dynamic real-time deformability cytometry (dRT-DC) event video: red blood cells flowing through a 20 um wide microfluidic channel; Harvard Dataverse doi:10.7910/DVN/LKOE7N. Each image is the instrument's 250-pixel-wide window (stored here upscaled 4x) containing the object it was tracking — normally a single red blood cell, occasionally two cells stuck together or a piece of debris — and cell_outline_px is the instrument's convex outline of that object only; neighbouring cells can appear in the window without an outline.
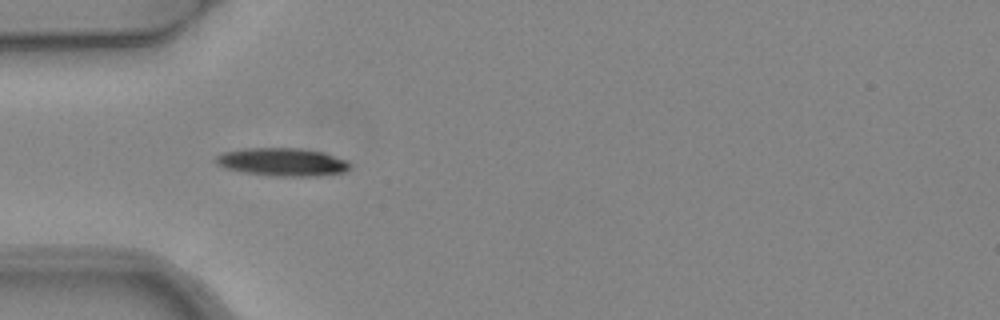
{"species": "common noctule bat (a hibernating species)", "species_latin": "Nyctalus noctula", "temperature_condition": "warm", "stored_images_in_passage": 2, "camera_frame_rate_fps": 3000, "um_per_image_px": 0.085, "animal": {"sex": "female", "body_mass_g": 24.6, "forearm_length_mm": 56.2}, "frame": {"image": 1, "passage_image": 1, "time_ms": 0.0, "image_size_px": [1000, 320], "cell_outline_px": [[352, 164], [344, 172], [320, 176], [276, 176], [244, 172], [224, 168], [216, 164], [216, 156], [224, 152], [244, 148], [300, 148], [324, 152], [344, 160]], "centroid_in_image_um": [23.99, 13.77], "position_along_channel_um": 61.0, "area_um2": 21.85}}